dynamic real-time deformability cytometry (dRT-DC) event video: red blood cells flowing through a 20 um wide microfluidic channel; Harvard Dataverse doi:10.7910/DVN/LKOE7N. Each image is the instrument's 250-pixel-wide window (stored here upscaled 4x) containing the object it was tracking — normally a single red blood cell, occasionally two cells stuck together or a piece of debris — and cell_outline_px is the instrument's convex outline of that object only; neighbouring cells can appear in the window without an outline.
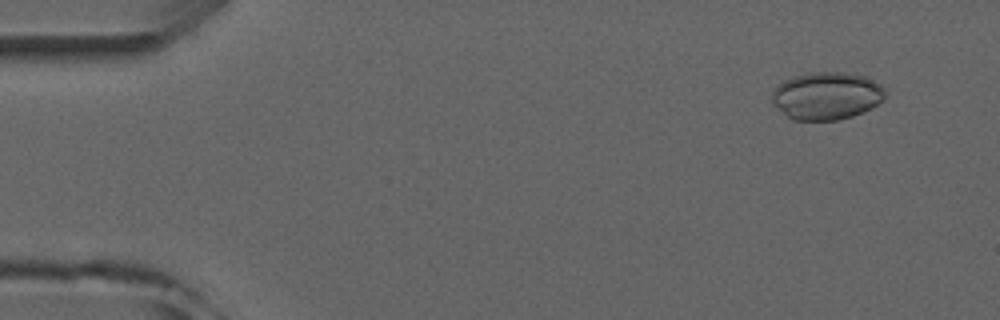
{"species": "common noctule bat (a hibernating species)", "species_latin": "Nyctalus noctula", "temperature_condition": "room temperature", "stored_images_in_passage": 4, "camera_frame_rate_fps": 3000, "um_per_image_px": 0.085, "animal": {"sex": "male", "forearm_length_mm": 52.5}, "frame": {"image": 1, "passage_image": 2, "time_ms": 1.0, "image_size_px": [1000, 320], "cell_outline_px": [[884, 96], [872, 108], [864, 112], [852, 116], [836, 120], [792, 120], [772, 104], [772, 88], [784, 80], [792, 76], [812, 72], [844, 72], [868, 76], [880, 84], [884, 88]], "centroid_in_image_um": [70.23, 8.13], "position_along_channel_um": 14.8, "area_um2": 31.67}}